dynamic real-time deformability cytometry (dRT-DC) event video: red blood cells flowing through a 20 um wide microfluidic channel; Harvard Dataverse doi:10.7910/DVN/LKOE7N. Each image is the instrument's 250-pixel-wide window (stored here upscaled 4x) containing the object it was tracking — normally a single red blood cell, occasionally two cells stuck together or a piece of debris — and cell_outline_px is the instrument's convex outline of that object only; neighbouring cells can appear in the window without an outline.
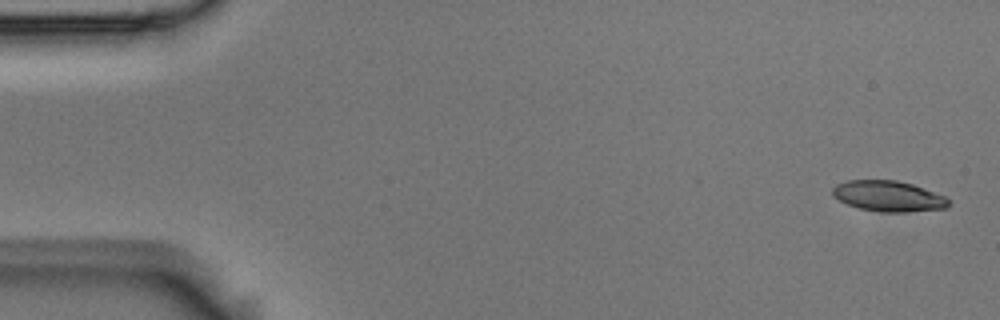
{"species": "Egyptian fruit bat (a non-hibernating species)", "species_latin": "Rousettus aegyptiacus", "temperature_condition": "room temperature", "stored_images_in_passage": 5, "camera_frame_rate_fps": 3000, "um_per_image_px": 0.085, "animal": {"sex": "male"}, "frame": {"image": 1, "passage_image": 1, "time_ms": 0.0, "image_size_px": [1000, 320], "cell_outline_px": [[948, 204], [944, 208], [904, 212], [880, 212], [860, 208], [848, 204], [832, 196], [832, 188], [836, 184], [848, 180], [896, 180], [912, 184], [924, 188], [944, 196], [948, 200]], "centroid_in_image_um": [75.47, 16.66], "position_along_channel_um": 9.5, "area_um2": 20.52}}
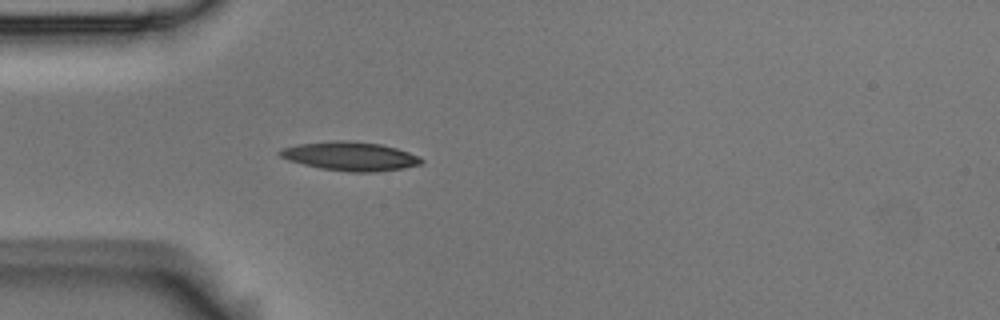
{"frame": {"image": 2, "passage_image": 5, "time_ms": 1.333, "image_size_px": [1000, 320], "cell_outline_px": [[424, 164], [404, 168], [376, 172], [348, 172], [320, 168], [288, 160], [280, 156], [276, 152], [280, 148], [296, 144], [336, 140], [348, 140], [380, 144], [396, 148], [420, 156], [424, 160]], "centroid_in_image_um": [29.77, 13.28], "position_along_channel_um": 55.2, "area_um2": 24.04}}